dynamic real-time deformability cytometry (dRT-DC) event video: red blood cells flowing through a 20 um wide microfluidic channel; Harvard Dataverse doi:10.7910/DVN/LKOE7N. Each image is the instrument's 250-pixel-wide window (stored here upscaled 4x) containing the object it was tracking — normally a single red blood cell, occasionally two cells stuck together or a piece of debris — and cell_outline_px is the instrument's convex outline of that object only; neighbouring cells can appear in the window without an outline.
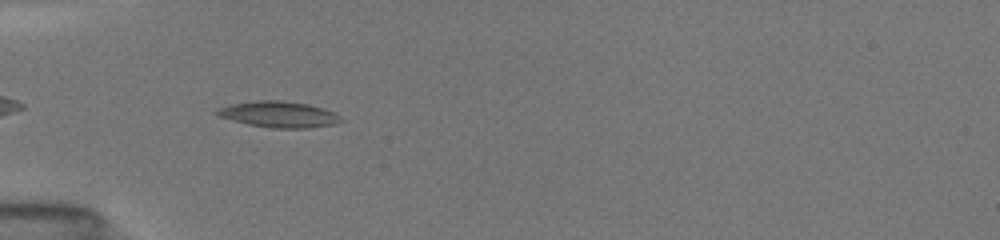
{"species": "common noctule bat (a hibernating species)", "species_latin": "Nyctalus noctula", "temperature_condition": "room temperature", "stored_images_in_passage": 44, "camera_frame_rate_fps": 3000, "um_per_image_px": 0.085, "animal": {"sex": "female", "body_mass_g": 19.5, "forearm_length_mm": 54.1}, "frame": {"image": 1, "passage_image": 1, "time_ms": 0.0, "image_size_px": [1000, 240], "cell_outline_px": [[344, 120], [332, 124], [308, 128], [272, 128], [248, 124], [232, 120], [220, 116], [212, 112], [216, 108], [232, 104], [256, 100], [280, 100], [308, 104], [332, 112], [340, 116]], "centroid_in_image_um": [23.64, 9.72], "position_along_channel_um": 61.4, "area_um2": 18.67}}
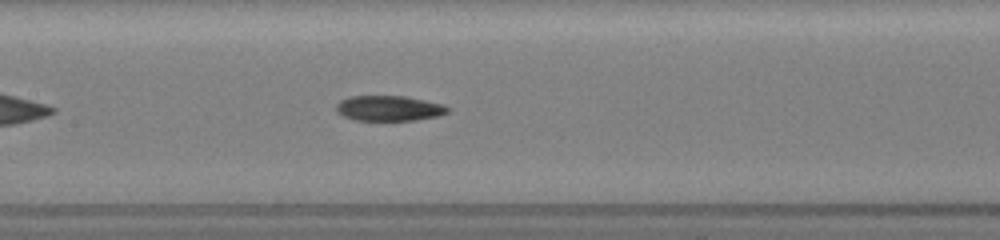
{"frame": {"image": 2, "passage_image": 12, "time_ms": 3.0, "image_size_px": [1000, 240], "cell_outline_px": [[452, 108], [448, 112], [436, 116], [416, 120], [356, 120], [344, 116], [336, 112], [336, 104], [340, 100], [348, 96], [404, 96], [444, 104]], "centroid_in_image_um": [33.06, 9.2], "position_along_channel_um": 174.3, "area_um2": 16.47}}
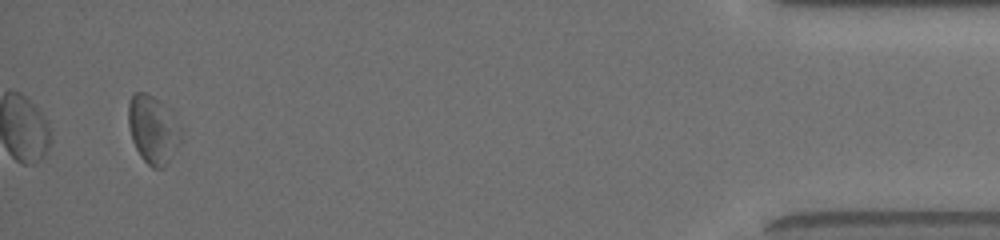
{"frame": {"image": 3, "passage_image": 41, "time_ms": 11.0, "image_size_px": [1000, 240], "cell_outline_px": [[184, 132], [180, 144], [164, 168], [152, 168], [140, 156], [132, 140], [128, 124], [128, 104], [132, 92], [144, 92], [152, 96], [156, 100]], "centroid_in_image_um": [12.97, 11.06], "position_along_channel_um": 422.2, "area_um2": 20.46}, "authors_computed_cell_mechanics": {"area_um2": 17.4556, "velocity_mm_per_s": 3.9754, "shape_relaxation_time_tau1_ms": null, "shape_relaxation_time_tau2_ms": 5.5258, "deformation_change_tau1": null, "deformation_change_tau2": 0.1535}}